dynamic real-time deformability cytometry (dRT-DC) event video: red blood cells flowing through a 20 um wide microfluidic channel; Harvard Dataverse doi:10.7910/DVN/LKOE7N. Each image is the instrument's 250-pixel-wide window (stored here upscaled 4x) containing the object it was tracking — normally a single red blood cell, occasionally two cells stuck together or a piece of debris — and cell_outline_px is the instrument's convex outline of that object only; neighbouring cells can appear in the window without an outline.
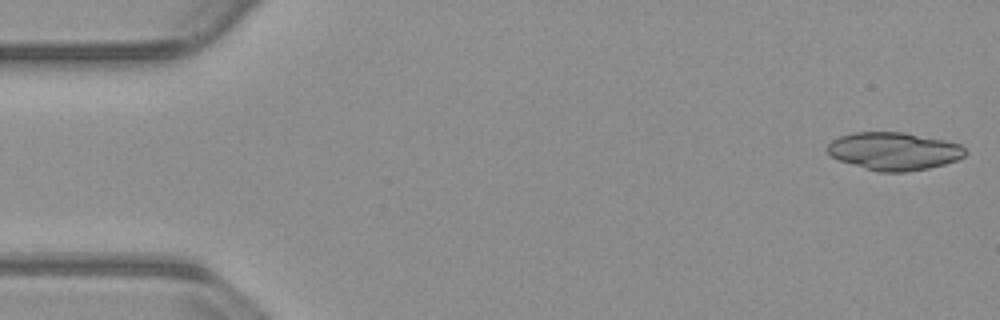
{"species": "common noctule bat (a hibernating species)", "species_latin": "Nyctalus noctula", "temperature_condition": "warm", "stored_images_in_passage": 52, "camera_frame_rate_fps": 3000, "um_per_image_px": 0.085, "animal": {"sex": "male", "body_mass_g": 23.1, "forearm_length_mm": 52.7}, "frame": {"image": 1, "passage_image": 1, "time_ms": 0.0, "image_size_px": [1000, 320], "cell_outline_px": [[968, 152], [964, 156], [956, 160], [944, 164], [928, 168], [908, 172], [876, 172], [840, 160], [832, 156], [824, 148], [832, 140], [840, 136], [852, 132], [904, 132], [944, 140], [960, 144]], "centroid_in_image_um": [75.98, 12.85], "position_along_channel_um": 9.0, "area_um2": 30.46}}
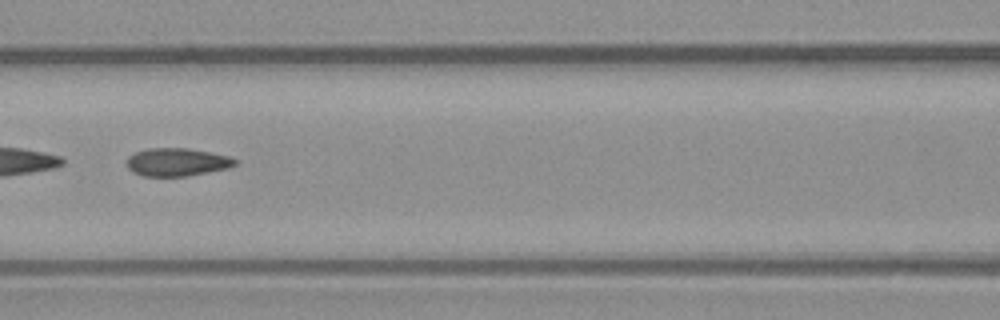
{"frame": {"image": 2, "passage_image": 23, "time_ms": 7.333, "image_size_px": [1000, 320], "cell_outline_px": [[240, 160], [236, 164], [228, 168], [184, 176], [144, 176], [132, 172], [128, 168], [128, 156], [136, 152], [148, 148], [188, 148], [228, 156]], "centroid_in_image_um": [15.04, 13.77], "position_along_channel_um": 151.6, "area_um2": 17.51}}
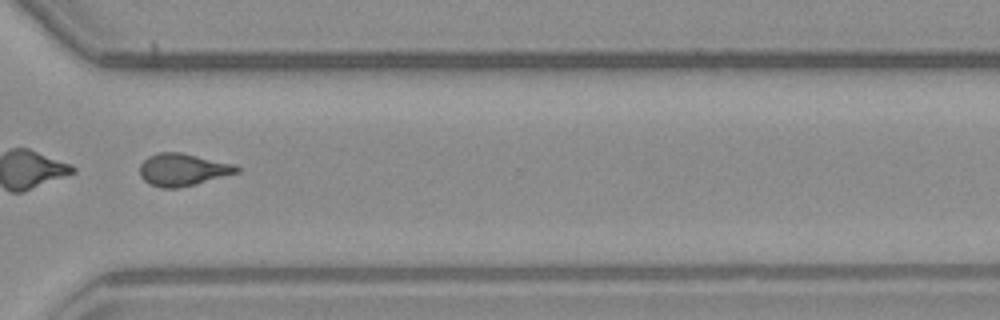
{"frame": {"image": 3, "passage_image": 39, "time_ms": 12.667, "image_size_px": [1000, 320], "cell_outline_px": [[240, 172], [176, 188], [160, 188], [144, 180], [140, 176], [140, 164], [148, 156], [156, 152], [180, 152], [236, 164], [240, 168]], "centroid_in_image_um": [15.53, 14.4], "position_along_channel_um": 355.1, "area_um2": 18.15}, "authors_computed_cell_mechanics": {"area_um2": 18.6405, "velocity_mm_per_s": 3.8323, "shape_relaxation_time_tau1_ms": null, "shape_relaxation_time_tau2_ms": 1.9989, "deformation_change_tau1": null, "deformation_change_tau2": 0.0864}}